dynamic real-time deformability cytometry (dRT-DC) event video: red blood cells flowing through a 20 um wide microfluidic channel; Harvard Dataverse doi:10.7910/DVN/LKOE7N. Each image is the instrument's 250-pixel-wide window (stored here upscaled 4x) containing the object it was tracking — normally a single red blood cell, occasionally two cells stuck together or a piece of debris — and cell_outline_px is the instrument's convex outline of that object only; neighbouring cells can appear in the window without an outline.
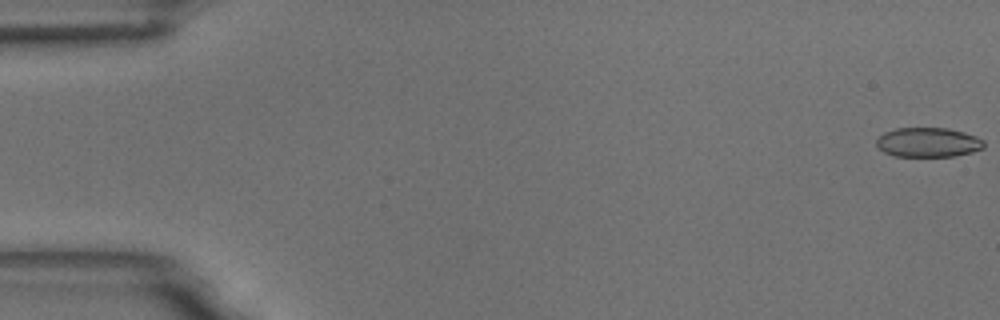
{"species": "common noctule bat (a hibernating species)", "species_latin": "Nyctalus noctula", "temperature_condition": "room temperature", "stored_images_in_passage": 59, "camera_frame_rate_fps": 3000, "um_per_image_px": 0.085, "animal": {"sex": "male", "body_mass_g": 18.8}, "frame": {"image": 1, "passage_image": 1, "time_ms": 0.0, "image_size_px": [1000, 320], "cell_outline_px": [[984, 148], [972, 152], [956, 156], [892, 156], [884, 152], [876, 144], [876, 140], [884, 132], [896, 128], [948, 128], [964, 132], [976, 136], [984, 140]], "centroid_in_image_um": [78.91, 12.1], "position_along_channel_um": 6.1, "area_um2": 18.55}}
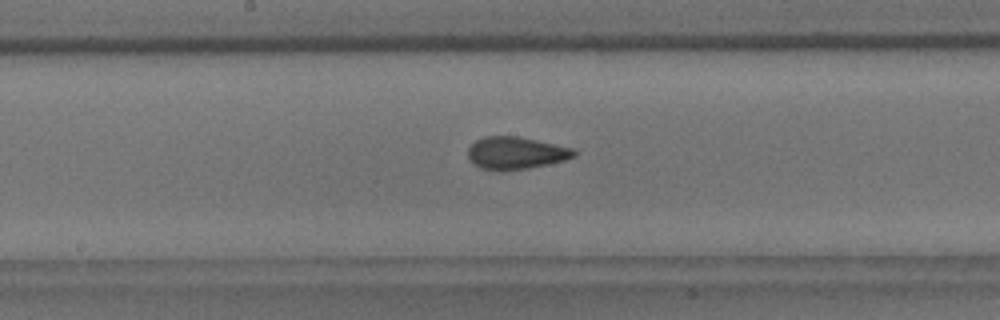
{"frame": {"image": 2, "passage_image": 31, "time_ms": 10.0, "image_size_px": [1000, 320], "cell_outline_px": [[576, 156], [564, 160], [548, 164], [528, 168], [480, 168], [468, 156], [468, 148], [476, 140], [484, 136], [520, 136], [576, 148]], "centroid_in_image_um": [43.92, 12.95], "position_along_channel_um": 204.3, "area_um2": 19.59}}
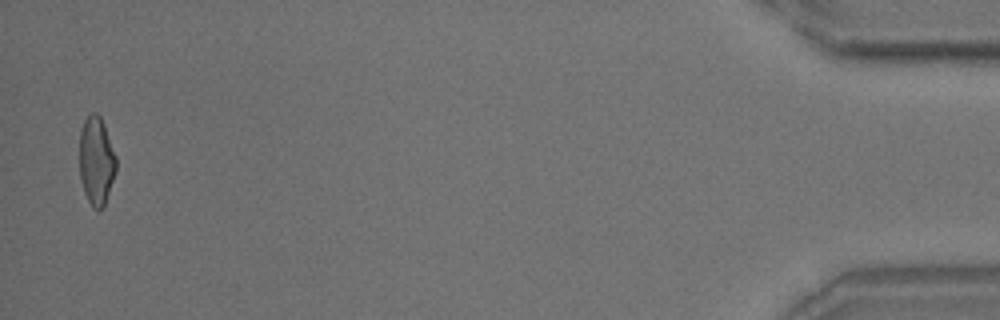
{"frame": {"image": 3, "passage_image": 58, "time_ms": 19.0, "image_size_px": [1000, 320], "cell_outline_px": [[116, 172], [104, 208], [100, 212], [92, 208], [84, 192], [80, 180], [80, 128], [84, 120], [92, 112], [96, 112], [100, 116], [104, 124], [116, 156]], "centroid_in_image_um": [8.19, 13.71], "position_along_channel_um": 427.0, "area_um2": 19.19}, "authors_computed_cell_mechanics": {"area_um2": 19.4786, "velocity_mm_per_s": 3.4698, "shape_relaxation_time_tau1_ms": 9.5422, "shape_relaxation_time_tau2_ms": 1.4833, "deformation_change_tau1": 0.1806, "deformation_change_tau2": 0.0734}}